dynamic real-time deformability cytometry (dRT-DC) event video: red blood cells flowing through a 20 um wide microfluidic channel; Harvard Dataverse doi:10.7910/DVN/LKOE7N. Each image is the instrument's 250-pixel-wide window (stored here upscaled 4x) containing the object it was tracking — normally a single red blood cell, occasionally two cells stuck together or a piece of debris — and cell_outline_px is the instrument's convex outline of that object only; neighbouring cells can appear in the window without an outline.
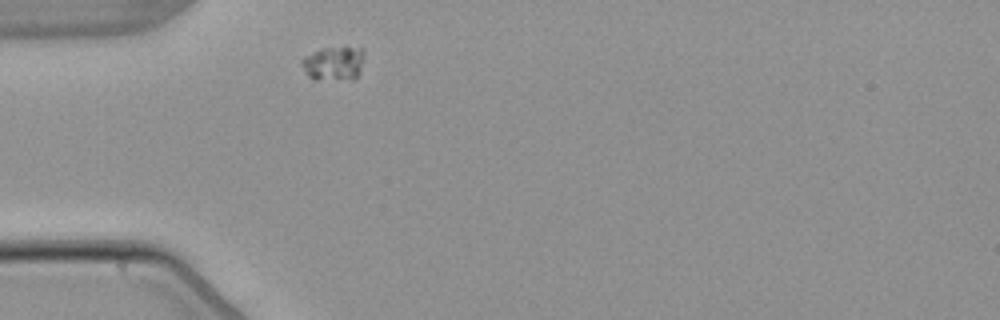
{"species": "common noctule bat (a hibernating species)", "species_latin": "Nyctalus noctula", "temperature_condition": "warm", "stored_images_in_passage": 1, "camera_frame_rate_fps": 3000, "um_per_image_px": 0.085, "animal": {"sex": "male", "body_mass_g": 21.5, "forearm_length_mm": 52.0}, "frame": {"image": 1, "passage_image": 1, "time_ms": 0.0, "image_size_px": [1000, 320], "cell_outline_px": [[364, 52], [360, 72], [352, 80], [316, 80], [308, 76], [300, 64], [300, 60], [304, 56], [324, 48], [344, 44], [360, 48]], "centroid_in_image_um": [28.37, 5.37], "position_along_channel_um": 56.6, "area_um2": 12.95}}